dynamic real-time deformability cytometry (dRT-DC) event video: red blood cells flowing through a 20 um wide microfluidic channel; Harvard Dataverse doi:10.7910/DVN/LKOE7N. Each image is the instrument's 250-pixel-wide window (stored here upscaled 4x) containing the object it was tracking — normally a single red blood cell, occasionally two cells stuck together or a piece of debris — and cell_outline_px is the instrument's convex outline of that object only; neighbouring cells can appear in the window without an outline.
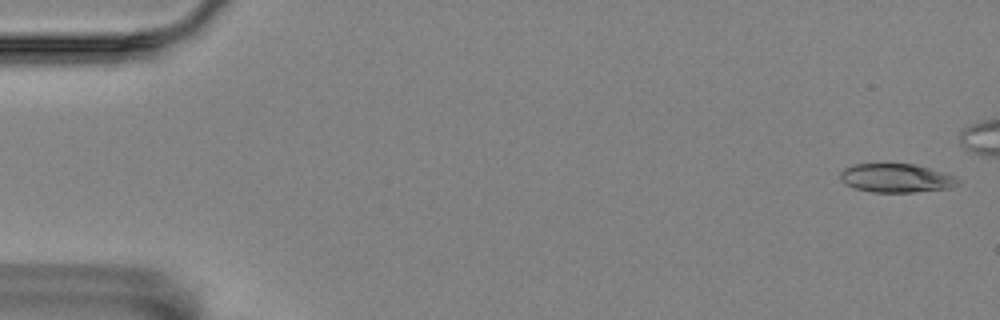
{"species": "Egyptian fruit bat (a non-hibernating species)", "species_latin": "Rousettus aegyptiacus", "temperature_condition": "room temperature", "stored_images_in_passage": 6, "camera_frame_rate_fps": 3000, "um_per_image_px": 0.085, "animal": {"sex": "female"}, "frame": {"image": 1, "passage_image": 1, "time_ms": 0.0, "image_size_px": [1000, 320], "cell_outline_px": [[960, 184], [952, 188], [912, 192], [872, 192], [856, 188], [844, 184], [840, 180], [840, 172], [844, 168], [852, 164], [916, 164], [944, 172], [956, 176], [960, 180]], "centroid_in_image_um": [76.21, 15.13], "position_along_channel_um": 8.8, "area_um2": 19.94}}